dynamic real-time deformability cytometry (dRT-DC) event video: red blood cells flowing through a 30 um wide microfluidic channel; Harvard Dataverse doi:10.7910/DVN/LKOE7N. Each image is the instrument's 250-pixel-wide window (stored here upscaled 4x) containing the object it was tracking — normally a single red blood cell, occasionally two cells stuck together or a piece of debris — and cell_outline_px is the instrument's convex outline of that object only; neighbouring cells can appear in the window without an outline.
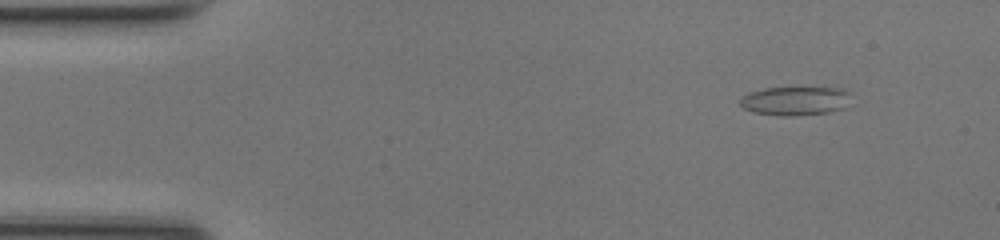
{"species": "common noctule bat (a hibernating species)", "species_latin": "Nyctalus noctula", "temperature_condition": "room temperature", "stored_images_in_passage": 15, "camera_frame_rate_fps": 3000, "um_per_image_px": 0.085, "animal": {"sex": "female", "body_mass_g": 17.0, "forearm_length_mm": 48.0}, "frame": {"image": 1, "passage_image": 5, "time_ms": 1.333, "image_size_px": [1000, 240], "cell_outline_px": [[852, 92], [844, 108], [828, 112], [792, 116], [784, 116], [752, 112], [744, 108], [740, 104], [740, 100], [748, 92], [764, 88], [824, 84], [844, 88]], "centroid_in_image_um": [67.68, 8.5], "position_along_channel_um": 17.3, "area_um2": 19.77}}